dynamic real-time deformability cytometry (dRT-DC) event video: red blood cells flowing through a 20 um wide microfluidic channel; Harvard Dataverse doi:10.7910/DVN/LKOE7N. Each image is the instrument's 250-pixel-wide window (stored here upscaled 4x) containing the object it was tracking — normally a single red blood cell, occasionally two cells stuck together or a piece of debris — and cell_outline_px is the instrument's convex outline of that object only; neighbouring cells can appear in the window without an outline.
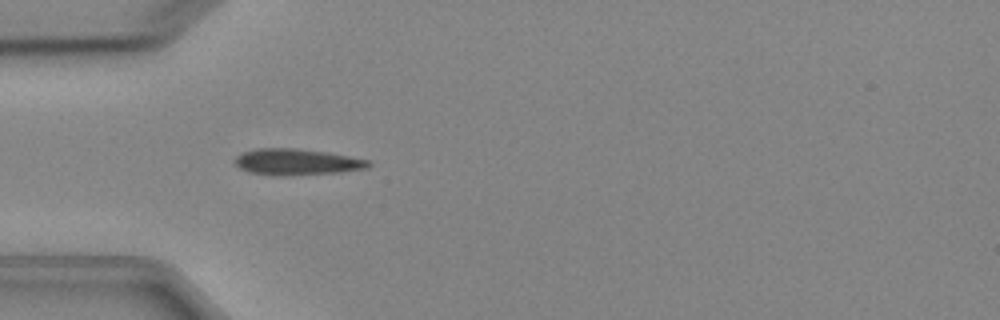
{"species": "Egyptian fruit bat (a non-hibernating species)", "species_latin": "Rousettus aegyptiacus", "temperature_condition": "cold", "stored_images_in_passage": 4, "camera_frame_rate_fps": 3000, "um_per_image_px": 0.085, "animal": {"sex": "female"}, "frame": {"image": 1, "passage_image": 3, "time_ms": 2.667, "image_size_px": [1000, 320], "cell_outline_px": [[372, 164], [368, 168], [340, 172], [248, 172], [240, 168], [232, 160], [236, 156], [244, 152], [256, 148], [296, 148], [324, 152], [348, 156], [368, 160]], "centroid_in_image_um": [25.23, 13.7], "position_along_channel_um": 59.8, "area_um2": 19.02}}